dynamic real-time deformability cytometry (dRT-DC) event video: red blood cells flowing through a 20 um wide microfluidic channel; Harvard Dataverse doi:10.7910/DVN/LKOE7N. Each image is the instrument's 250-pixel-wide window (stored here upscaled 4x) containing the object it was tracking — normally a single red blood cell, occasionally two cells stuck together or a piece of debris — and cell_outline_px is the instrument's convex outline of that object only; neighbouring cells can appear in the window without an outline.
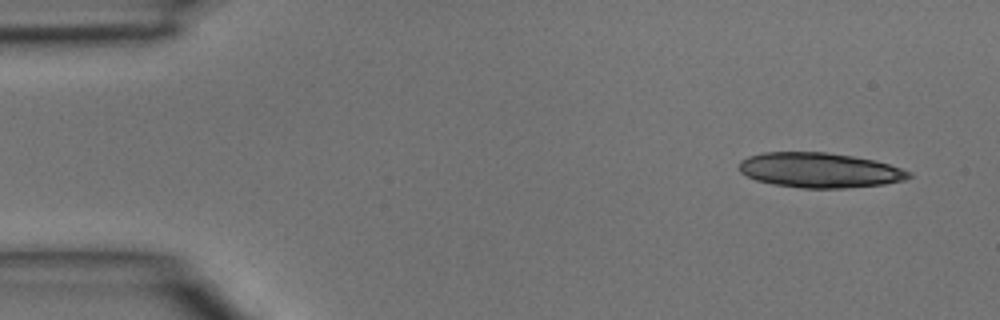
{"species": "common noctule bat (a hibernating species)", "species_latin": "Nyctalus noctula", "temperature_condition": "room temperature", "stored_images_in_passage": 5, "camera_frame_rate_fps": 3000, "um_per_image_px": 0.085, "animal": {"sex": "male", "body_mass_g": 15.6}, "frame": {"image": 1, "passage_image": 1, "time_ms": 0.0, "image_size_px": [1000, 320], "cell_outline_px": [[912, 176], [904, 180], [884, 184], [844, 188], [800, 188], [776, 184], [756, 180], [740, 172], [740, 160], [748, 156], [764, 152], [824, 152], [852, 156], [872, 160], [888, 164], [912, 172]], "centroid_in_image_um": [69.66, 14.46], "position_along_channel_um": 15.3, "area_um2": 34.33}}